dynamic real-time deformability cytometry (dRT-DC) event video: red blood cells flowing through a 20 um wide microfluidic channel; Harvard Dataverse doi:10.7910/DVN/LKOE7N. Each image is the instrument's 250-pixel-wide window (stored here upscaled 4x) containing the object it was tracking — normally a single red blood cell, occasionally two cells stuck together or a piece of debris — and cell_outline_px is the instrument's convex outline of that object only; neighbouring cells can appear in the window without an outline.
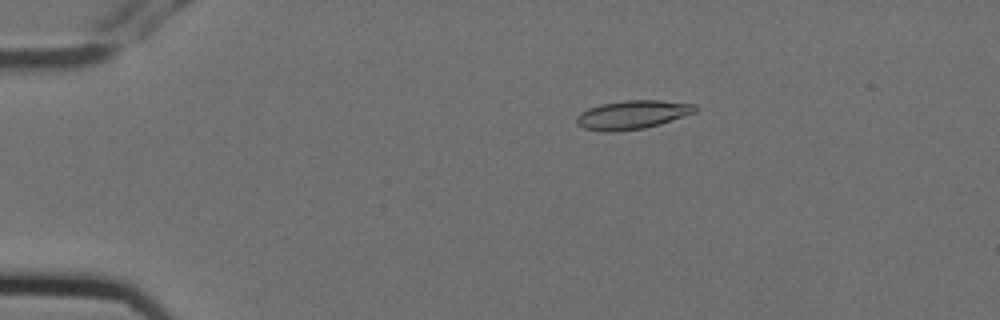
{"species": "Egyptian fruit bat (a non-hibernating species)", "species_latin": "Rousettus aegyptiacus", "temperature_condition": "cold", "stored_images_in_passage": 6, "camera_frame_rate_fps": 3000, "um_per_image_px": 0.085, "animal": {"sex": "female"}, "frame": {"image": 1, "passage_image": 4, "time_ms": 1.0, "image_size_px": [1000, 320], "cell_outline_px": [[696, 112], [660, 124], [644, 128], [612, 132], [604, 132], [584, 128], [576, 124], [576, 116], [580, 112], [588, 108], [600, 104], [624, 100], [660, 100], [696, 104]], "centroid_in_image_um": [53.72, 9.75], "position_along_channel_um": 31.3, "area_um2": 19.94}}